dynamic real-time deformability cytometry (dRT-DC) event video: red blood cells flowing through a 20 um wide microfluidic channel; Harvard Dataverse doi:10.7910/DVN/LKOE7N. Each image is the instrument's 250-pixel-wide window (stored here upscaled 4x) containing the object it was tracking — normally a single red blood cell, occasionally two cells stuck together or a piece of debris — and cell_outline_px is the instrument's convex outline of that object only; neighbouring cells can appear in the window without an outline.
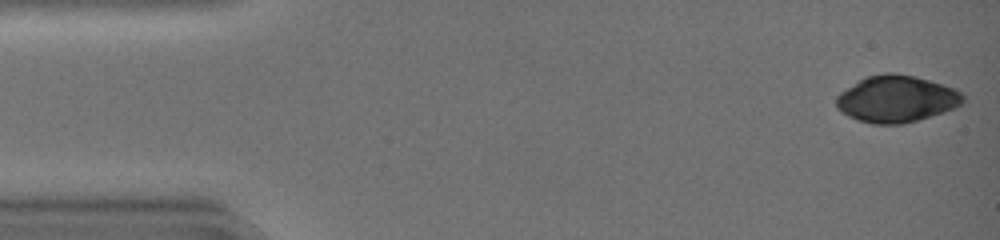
{"species": "common noctule bat (a hibernating species)", "species_latin": "Nyctalus noctula", "temperature_condition": "warm", "stored_images_in_passage": 30, "camera_frame_rate_fps": 3000, "um_per_image_px": 0.085, "animal": {"sex": "female", "body_mass_g": 19.0, "forearm_length_mm": 51.5}, "frame": {"image": 1, "passage_image": 1, "time_ms": 0.0, "image_size_px": [1000, 240], "cell_outline_px": [[964, 104], [904, 124], [872, 124], [848, 116], [840, 112], [836, 108], [836, 96], [840, 92], [860, 80], [868, 76], [884, 72], [892, 72], [916, 76], [952, 88], [960, 92], [964, 96]], "centroid_in_image_um": [76.16, 8.4], "position_along_channel_um": 8.8, "area_um2": 34.22}}